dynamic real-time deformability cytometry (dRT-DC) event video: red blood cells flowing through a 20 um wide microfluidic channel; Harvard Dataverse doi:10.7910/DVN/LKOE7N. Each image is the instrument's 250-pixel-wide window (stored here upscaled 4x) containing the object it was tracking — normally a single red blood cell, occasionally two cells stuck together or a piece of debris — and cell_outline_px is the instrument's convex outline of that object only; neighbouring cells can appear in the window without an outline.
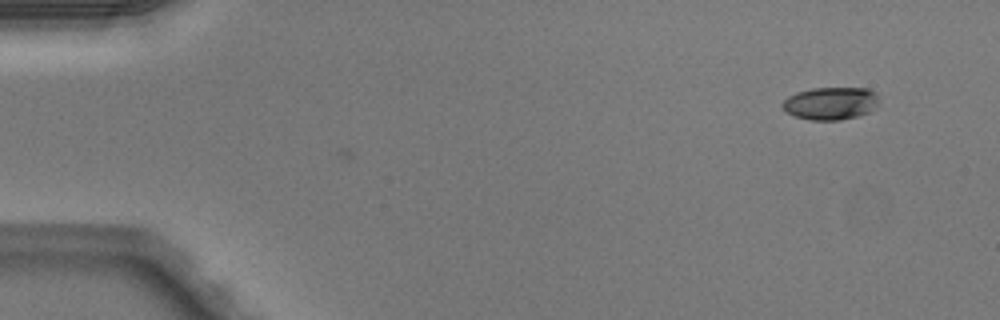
{"species": "Egyptian fruit bat (a non-hibernating species)", "species_latin": "Rousettus aegyptiacus", "temperature_condition": "warm", "stored_images_in_passage": 6, "camera_frame_rate_fps": 3000, "um_per_image_px": 0.085, "animal": {"sex": "male"}, "frame": {"image": 1, "passage_image": 6, "time_ms": 1.667, "image_size_px": [1000, 320], "cell_outline_px": [[876, 104], [868, 112], [856, 116], [840, 120], [812, 120], [796, 116], [788, 112], [780, 104], [788, 96], [796, 92], [812, 88], [868, 88], [876, 92]], "centroid_in_image_um": [70.57, 8.77], "position_along_channel_um": 14.4, "area_um2": 18.09}}